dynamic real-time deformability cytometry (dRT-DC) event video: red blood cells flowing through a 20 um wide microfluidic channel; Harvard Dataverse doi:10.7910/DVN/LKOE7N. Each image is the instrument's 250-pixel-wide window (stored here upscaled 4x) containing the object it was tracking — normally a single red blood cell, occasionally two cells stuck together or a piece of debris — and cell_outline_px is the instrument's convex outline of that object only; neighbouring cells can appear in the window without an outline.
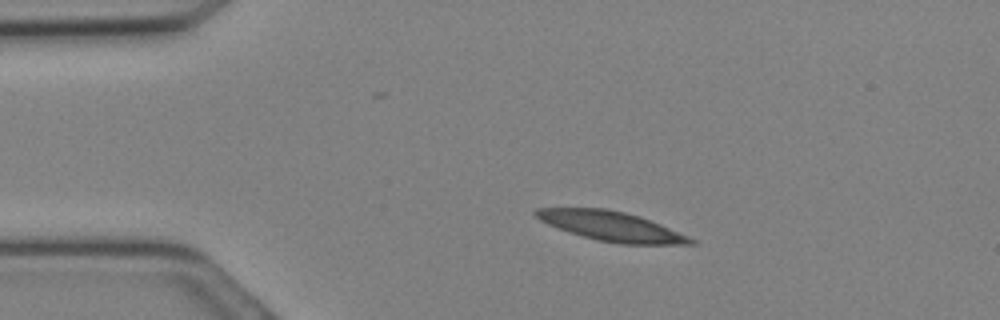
{"species": "Egyptian fruit bat (a non-hibernating species)", "species_latin": "Rousettus aegyptiacus", "temperature_condition": "cold", "stored_images_in_passage": 5, "camera_frame_rate_fps": 3000, "um_per_image_px": 0.085, "animal": {"sex": "female"}, "frame": {"image": 1, "passage_image": 2, "time_ms": 0.333, "image_size_px": [1000, 320], "cell_outline_px": [[696, 244], [620, 244], [596, 240], [548, 224], [540, 220], [532, 212], [536, 208], [608, 208], [640, 216], [660, 224], [688, 236], [696, 240]], "centroid_in_image_um": [51.98, 19.22], "position_along_channel_um": 33.0, "area_um2": 26.36}}